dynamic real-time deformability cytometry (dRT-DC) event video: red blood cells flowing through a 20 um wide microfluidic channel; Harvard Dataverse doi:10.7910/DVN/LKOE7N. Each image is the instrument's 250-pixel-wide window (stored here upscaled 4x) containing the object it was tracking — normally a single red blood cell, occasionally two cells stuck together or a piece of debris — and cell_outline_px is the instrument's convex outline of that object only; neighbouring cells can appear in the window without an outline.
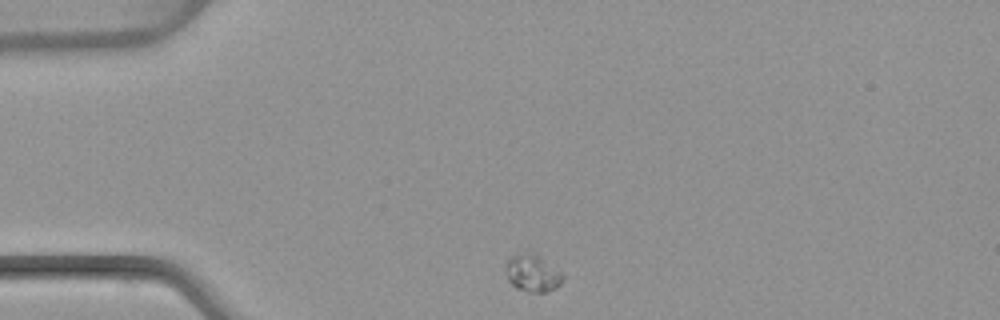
{"species": "common noctule bat (a hibernating species)", "species_latin": "Nyctalus noctula", "temperature_condition": "warm", "stored_images_in_passage": 33, "camera_frame_rate_fps": 3000, "um_per_image_px": 0.085, "animal": {"sex": "female", "body_mass_g": 22.7, "forearm_length_mm": 54.2}, "frame": {"image": 1, "passage_image": 1, "time_ms": 0.0, "image_size_px": [1000, 320], "cell_outline_px": [[564, 280], [560, 284], [548, 292], [528, 292], [516, 288], [508, 280], [504, 268], [508, 260], [512, 256], [528, 252], [536, 256], [560, 272], [564, 276]], "centroid_in_image_um": [45.23, 23.27], "position_along_channel_um": 39.8, "area_um2": 11.96}}
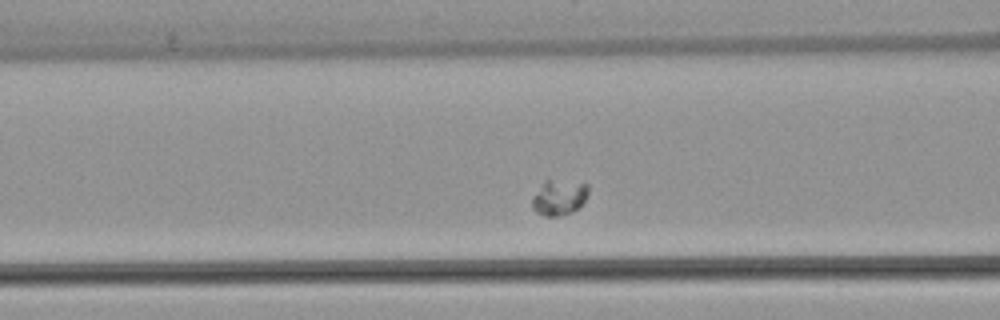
{"frame": {"image": 2, "passage_image": 10, "time_ms": 3.0, "image_size_px": [1000, 320], "cell_outline_px": [[588, 192], [580, 208], [572, 212], [560, 216], [544, 216], [536, 212], [532, 208], [532, 196], [544, 180], [548, 180], [588, 184]], "centroid_in_image_um": [47.49, 16.81], "position_along_channel_um": 119.1, "area_um2": 11.56}}
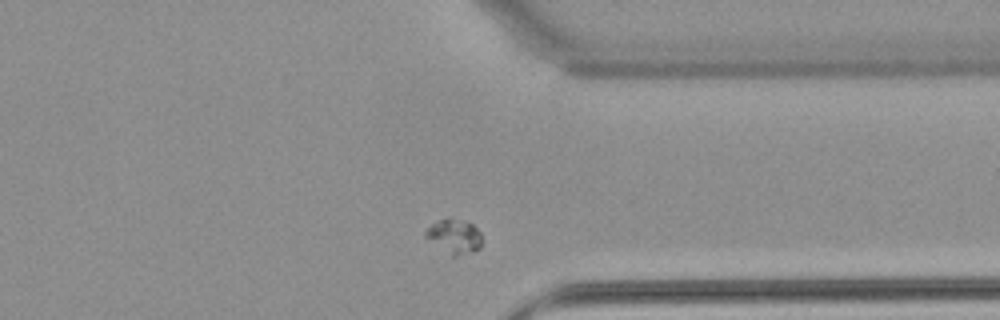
{"frame": {"image": 3, "passage_image": 30, "time_ms": 9.667, "image_size_px": [1000, 320], "cell_outline_px": [[480, 248], [456, 256], [452, 256], [424, 236], [424, 232], [432, 224], [448, 216], [472, 224], [480, 232]], "centroid_in_image_um": [38.59, 20.06], "position_along_channel_um": 372.8, "area_um2": 10.92}}